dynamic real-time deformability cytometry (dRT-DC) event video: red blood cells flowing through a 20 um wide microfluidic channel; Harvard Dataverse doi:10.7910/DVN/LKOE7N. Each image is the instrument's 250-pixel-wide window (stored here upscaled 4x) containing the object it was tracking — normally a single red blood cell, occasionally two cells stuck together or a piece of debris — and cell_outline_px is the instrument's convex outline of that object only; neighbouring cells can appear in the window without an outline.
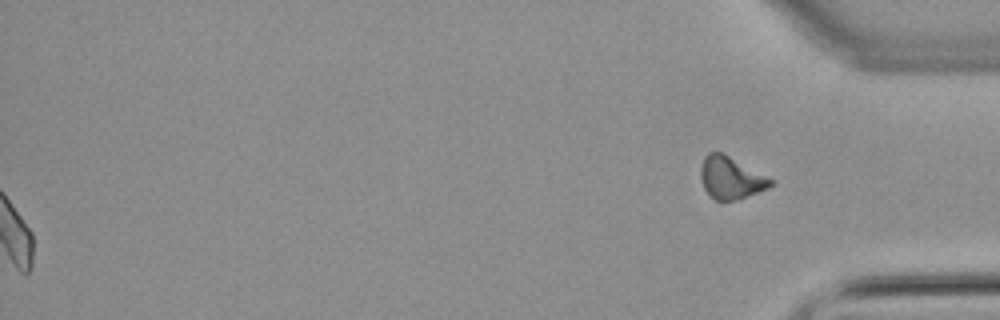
{"species": "common noctule bat (a hibernating species)", "species_latin": "Nyctalus noctula", "temperature_condition": "warm", "stored_images_in_passage": 43, "segment_of_instrument_passage": [2, 2], "camera_frame_rate_fps": 3000, "um_per_image_px": 0.085, "animal": {"sex": "male", "body_mass_g": 21.5, "forearm_length_mm": 52.0}, "frame": {"image": 1, "passage_image": 43, "time_ms": 14.0, "image_size_px": [1000, 320], "cell_outline_px": [[776, 180], [768, 188], [736, 200], [716, 200], [704, 188], [700, 180], [700, 168], [704, 156], [708, 152], [720, 152]], "centroid_in_image_um": [62.12, 15.11], "position_along_channel_um": 373.1, "area_um2": 17.05}}